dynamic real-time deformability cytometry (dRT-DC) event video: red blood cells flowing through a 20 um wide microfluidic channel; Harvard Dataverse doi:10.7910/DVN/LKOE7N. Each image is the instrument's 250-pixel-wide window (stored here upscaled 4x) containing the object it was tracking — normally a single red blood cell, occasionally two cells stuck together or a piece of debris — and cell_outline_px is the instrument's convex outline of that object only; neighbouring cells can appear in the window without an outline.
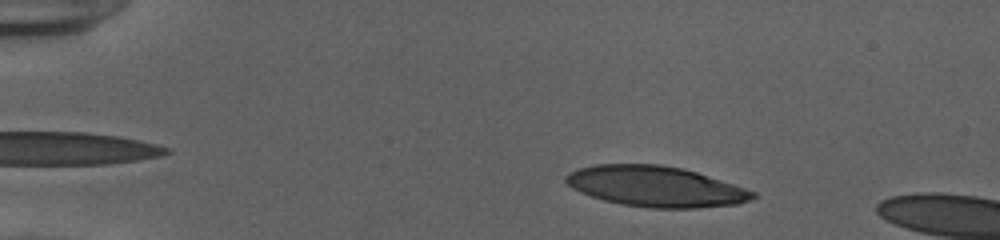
{"species": "human", "species_latin": "Homo sapiens", "temperature_condition": "cold", "stored_images_in_passage": 14, "camera_frame_rate_fps": 3000, "um_per_image_px": 0.085, "donor": {"sex": "female"}, "frame": {"image": 1, "passage_image": 8, "time_ms": 2.333, "image_size_px": [1000, 240], "cell_outline_px": [[756, 196], [752, 200], [736, 204], [696, 208], [652, 208], [620, 204], [604, 200], [580, 192], [572, 188], [564, 180], [564, 176], [568, 172], [576, 168], [596, 164], [660, 164], [684, 168], [756, 192]], "centroid_in_image_um": [55.69, 15.84], "position_along_channel_um": 29.3, "area_um2": 44.22}}